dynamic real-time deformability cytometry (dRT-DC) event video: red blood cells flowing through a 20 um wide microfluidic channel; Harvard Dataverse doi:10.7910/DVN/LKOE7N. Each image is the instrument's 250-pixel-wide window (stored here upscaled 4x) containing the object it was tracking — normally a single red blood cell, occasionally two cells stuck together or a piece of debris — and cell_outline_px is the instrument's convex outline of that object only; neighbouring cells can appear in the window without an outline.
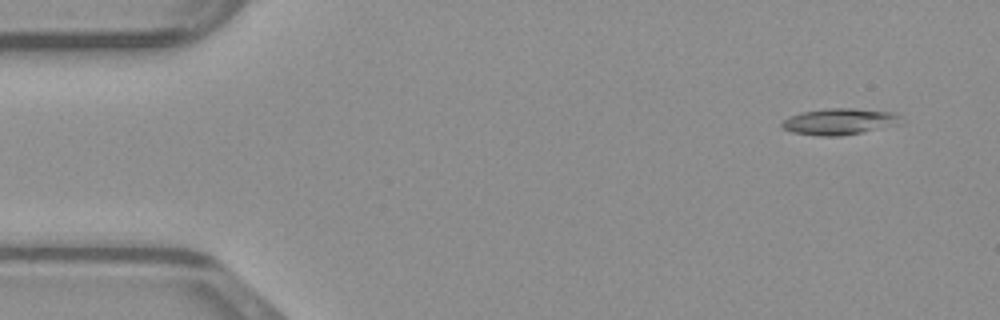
{"species": "common noctule bat (a hibernating species)", "species_latin": "Nyctalus noctula", "temperature_condition": "warm", "stored_images_in_passage": 48, "camera_frame_rate_fps": 3000, "um_per_image_px": 0.085, "animal": {"sex": "male", "body_mass_g": 23.1, "forearm_length_mm": 52.7}, "frame": {"image": 1, "passage_image": 4, "time_ms": 1.0, "image_size_px": [1000, 320], "cell_outline_px": [[904, 124], [840, 136], [820, 136], [792, 132], [784, 128], [780, 124], [788, 116], [804, 112], [828, 108], [856, 108], [892, 112], [900, 116]], "centroid_in_image_um": [71.4, 10.33], "position_along_channel_um": 13.6, "area_um2": 18.32}}
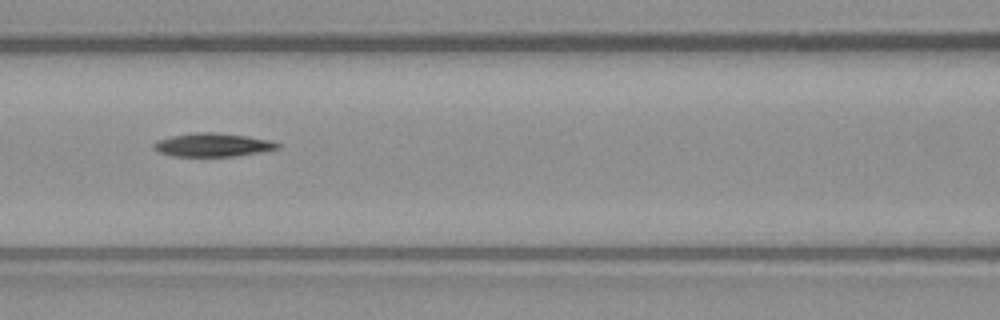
{"frame": {"image": 2, "passage_image": 21, "time_ms": 6.667, "image_size_px": [1000, 320], "cell_outline_px": [[280, 148], [260, 152], [232, 156], [172, 156], [160, 152], [152, 148], [152, 144], [156, 140], [172, 136], [196, 132], [212, 132], [248, 136], [272, 140], [280, 144]], "centroid_in_image_um": [18.07, 12.31], "position_along_channel_um": 148.5, "area_um2": 16.94}}
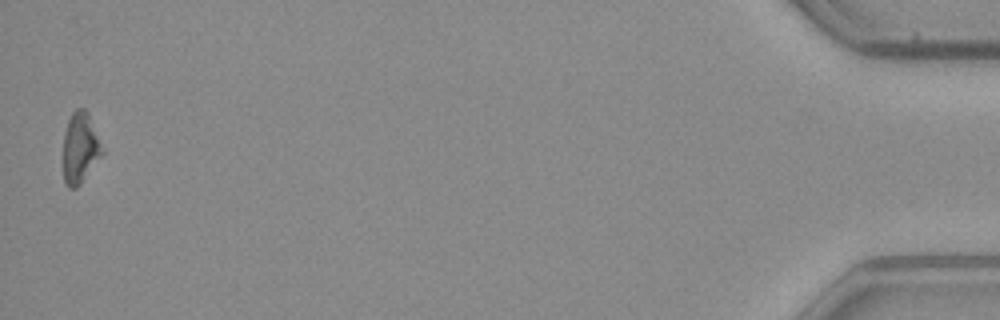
{"frame": {"image": 3, "passage_image": 48, "time_ms": 15.667, "image_size_px": [1000, 320], "cell_outline_px": [[104, 152], [80, 184], [76, 188], [68, 188], [64, 184], [64, 132], [68, 120], [72, 112], [76, 108], [84, 108], [88, 112], [104, 148]], "centroid_in_image_um": [6.82, 12.55], "position_along_channel_um": 428.4, "area_um2": 16.13}}